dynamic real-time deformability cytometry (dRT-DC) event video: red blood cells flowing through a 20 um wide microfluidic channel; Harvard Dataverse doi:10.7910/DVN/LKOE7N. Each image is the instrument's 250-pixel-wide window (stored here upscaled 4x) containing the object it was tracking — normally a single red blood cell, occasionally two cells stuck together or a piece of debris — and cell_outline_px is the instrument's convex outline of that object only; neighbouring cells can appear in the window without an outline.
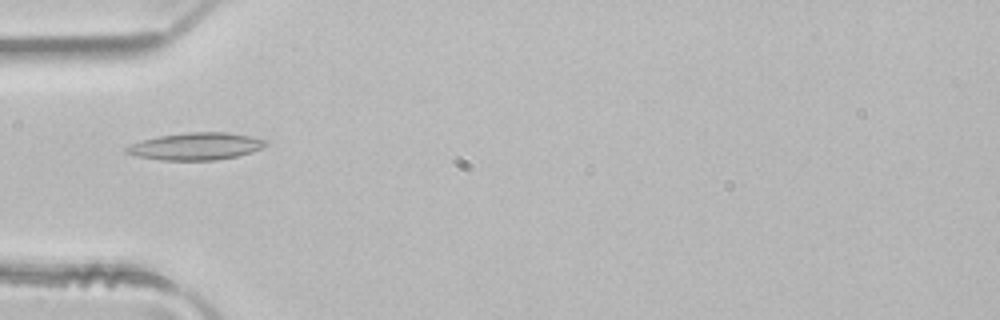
{"species": "common noctule bat (a hibernating species)", "species_latin": "Nyctalus noctula", "temperature_condition": "room temperature", "stored_images_in_passage": 30, "camera_frame_rate_fps": 3000, "um_per_image_px": 0.085, "animal": {"sex": "male", "body_mass_g": 21.5, "forearm_length_mm": 52.0}, "frame": {"image": 1, "passage_image": 1, "time_ms": 0.0, "image_size_px": [1000, 320], "cell_outline_px": [[268, 144], [252, 152], [236, 156], [216, 160], [160, 160], [136, 156], [124, 152], [124, 148], [132, 144], [144, 140], [160, 136], [188, 132], [228, 132], [252, 136], [268, 140]], "centroid_in_image_um": [16.68, 12.43], "position_along_channel_um": 68.3, "area_um2": 22.08}}
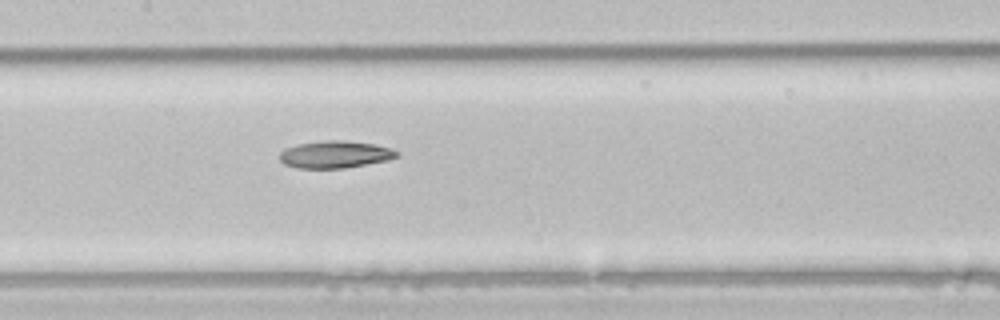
{"frame": {"image": 2, "passage_image": 9, "time_ms": 2.667, "image_size_px": [1000, 320], "cell_outline_px": [[400, 156], [388, 160], [344, 168], [296, 168], [284, 164], [280, 160], [280, 152], [284, 148], [296, 144], [324, 140], [340, 140], [376, 144], [392, 148], [400, 152]], "centroid_in_image_um": [28.5, 13.12], "position_along_channel_um": 178.9, "area_um2": 18.79}}
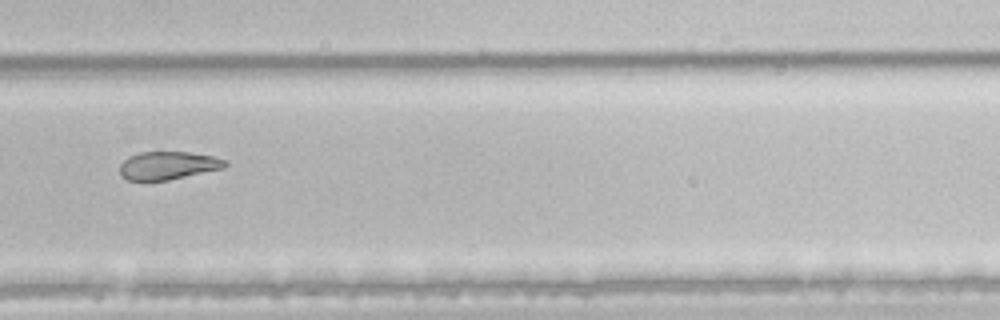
{"frame": {"image": 3, "passage_image": 19, "time_ms": 6.0, "image_size_px": [1000, 320], "cell_outline_px": [[228, 164], [224, 168], [168, 180], [128, 180], [120, 176], [120, 164], [128, 156], [140, 152], [188, 152], [212, 156], [228, 160]], "centroid_in_image_um": [14.28, 14.06], "position_along_channel_um": 315.5, "area_um2": 17.22}, "authors_computed_cell_mechanics": {"area_um2": 18.6694, "velocity_mm_per_s": 4.1191, "shape_relaxation_time_tau1_ms": 9.0914, "shape_relaxation_time_tau2_ms": null, "deformation_change_tau1": 0.2243, "deformation_change_tau2": null}}